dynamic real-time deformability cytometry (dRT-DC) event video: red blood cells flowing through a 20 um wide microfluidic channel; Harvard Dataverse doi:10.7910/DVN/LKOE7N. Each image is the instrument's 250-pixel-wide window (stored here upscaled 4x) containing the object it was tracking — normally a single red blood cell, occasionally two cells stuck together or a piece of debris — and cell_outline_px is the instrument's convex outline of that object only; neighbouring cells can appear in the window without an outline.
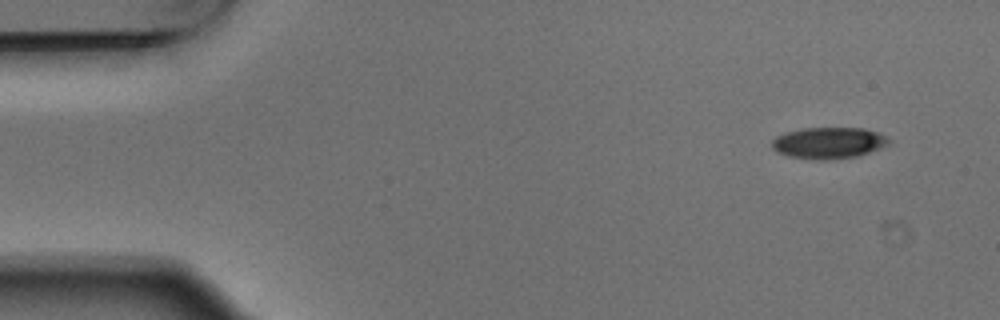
{"species": "Egyptian fruit bat (a non-hibernating species)", "species_latin": "Rousettus aegyptiacus", "temperature_condition": "warm", "stored_images_in_passage": 4, "camera_frame_rate_fps": 3000, "um_per_image_px": 0.085, "animal": {"sex": "male"}, "frame": {"image": 1, "passage_image": 1, "time_ms": 0.0, "image_size_px": [1000, 320], "cell_outline_px": [[892, 140], [888, 144], [880, 148], [856, 156], [832, 160], [816, 160], [788, 156], [776, 152], [772, 148], [772, 140], [776, 136], [784, 132], [804, 128], [864, 128], [880, 132], [888, 136]], "centroid_in_image_um": [70.44, 12.14], "position_along_channel_um": 14.6, "area_um2": 21.68}}
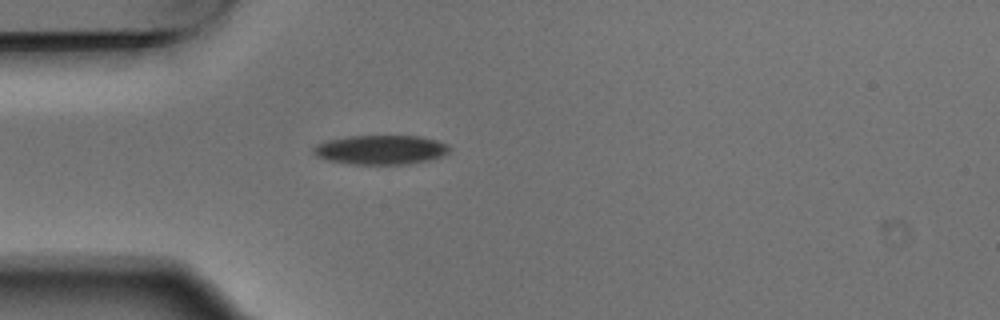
{"frame": {"image": 2, "passage_image": 4, "time_ms": 1.0, "image_size_px": [1000, 320], "cell_outline_px": [[452, 148], [444, 156], [432, 160], [408, 164], [352, 164], [328, 160], [316, 156], [312, 152], [312, 148], [316, 144], [324, 140], [348, 136], [420, 136], [436, 140], [448, 144]], "centroid_in_image_um": [32.37, 12.73], "position_along_channel_um": 52.6, "area_um2": 23.58}}